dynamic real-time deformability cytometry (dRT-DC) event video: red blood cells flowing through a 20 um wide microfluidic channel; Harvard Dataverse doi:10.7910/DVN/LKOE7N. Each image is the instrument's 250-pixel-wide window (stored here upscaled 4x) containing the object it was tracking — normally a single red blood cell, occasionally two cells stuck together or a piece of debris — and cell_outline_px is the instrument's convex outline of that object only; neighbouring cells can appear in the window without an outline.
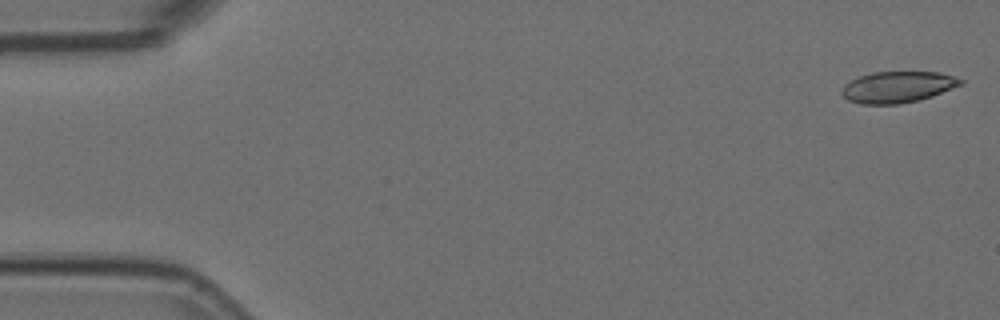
{"species": "Egyptian fruit bat (a non-hibernating species)", "species_latin": "Rousettus aegyptiacus", "temperature_condition": "room temperature", "stored_images_in_passage": 5, "camera_frame_rate_fps": 3000, "um_per_image_px": 0.085, "animal": {"sex": "female"}, "frame": {"image": 1, "passage_image": 1, "time_ms": 0.0, "image_size_px": [1000, 320], "cell_outline_px": [[964, 84], [932, 96], [920, 100], [900, 104], [860, 104], [848, 100], [840, 92], [844, 84], [860, 76], [872, 72], [940, 72], [956, 76], [964, 80]], "centroid_in_image_um": [76.33, 7.4], "position_along_channel_um": 8.7, "area_um2": 21.85}}
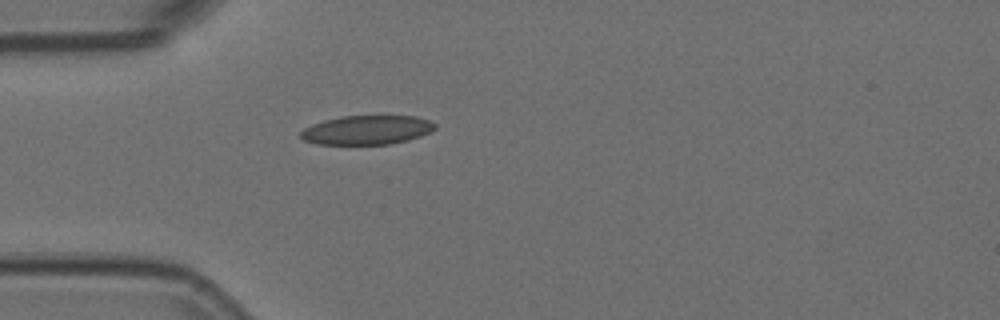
{"frame": {"image": 2, "passage_image": 5, "time_ms": 1.333, "image_size_px": [1000, 320], "cell_outline_px": [[436, 128], [420, 136], [408, 140], [388, 144], [316, 144], [304, 140], [300, 136], [300, 132], [304, 128], [312, 124], [324, 120], [340, 116], [416, 116], [428, 120], [436, 124]], "centroid_in_image_um": [31.16, 11.04], "position_along_channel_um": 53.8, "area_um2": 22.72}}